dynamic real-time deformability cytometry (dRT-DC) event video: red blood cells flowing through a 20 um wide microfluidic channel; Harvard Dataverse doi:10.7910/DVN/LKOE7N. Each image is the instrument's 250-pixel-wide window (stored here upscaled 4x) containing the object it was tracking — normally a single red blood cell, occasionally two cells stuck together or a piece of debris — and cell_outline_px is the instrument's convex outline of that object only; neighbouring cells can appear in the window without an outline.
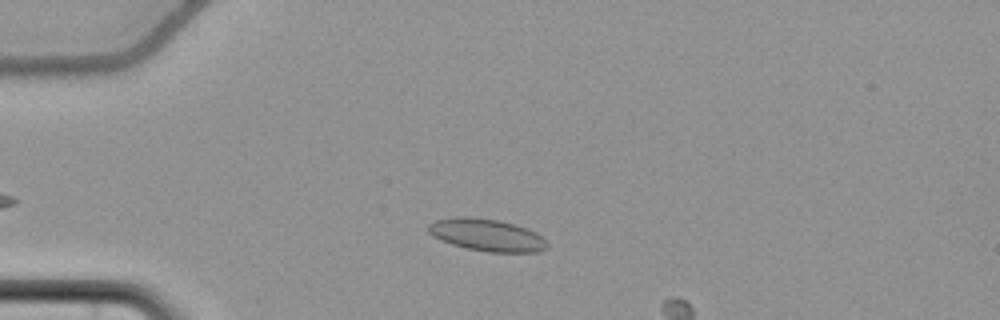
{"species": "common noctule bat (a hibernating species)", "species_latin": "Nyctalus noctula", "temperature_condition": "cold", "stored_images_in_passage": 13, "camera_frame_rate_fps": 3000, "um_per_image_px": 0.085, "animal": {"sex": "female", "body_mass_g": 22.7, "forearm_length_mm": 54.2}, "frame": {"image": 1, "passage_image": 10, "time_ms": 3.0, "image_size_px": [1000, 320], "cell_outline_px": [[548, 248], [540, 252], [488, 252], [468, 248], [452, 244], [440, 240], [432, 236], [428, 232], [428, 224], [436, 220], [456, 216], [464, 216], [496, 220], [528, 228], [536, 232], [548, 244]], "centroid_in_image_um": [41.37, 19.98], "position_along_channel_um": 43.6, "area_um2": 22.25}}